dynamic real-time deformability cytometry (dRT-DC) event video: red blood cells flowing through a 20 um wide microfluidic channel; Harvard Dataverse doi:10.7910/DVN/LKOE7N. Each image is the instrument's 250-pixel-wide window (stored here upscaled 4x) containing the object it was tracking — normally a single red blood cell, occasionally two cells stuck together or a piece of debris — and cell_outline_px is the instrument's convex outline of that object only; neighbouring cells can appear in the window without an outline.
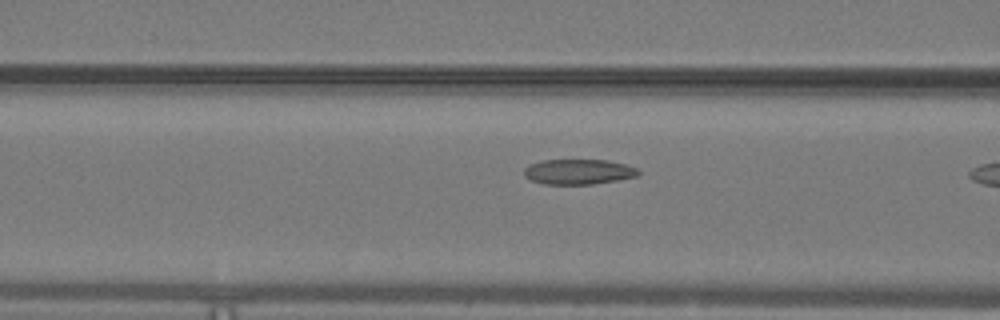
{"species": "common noctule bat (a hibernating species)", "species_latin": "Nyctalus noctula", "temperature_condition": "warm", "stored_images_in_passage": 8, "camera_frame_rate_fps": 3000, "um_per_image_px": 0.085, "animal": {"sex": "male", "body_mass_g": 19.2, "forearm_length_mm": 51.8}, "frame": {"image": 1, "passage_image": 7, "time_ms": 2.0, "image_size_px": [1000, 320], "cell_outline_px": [[640, 176], [592, 184], [544, 184], [532, 180], [524, 176], [524, 168], [528, 164], [544, 160], [608, 160], [628, 164], [636, 168], [640, 172]], "centroid_in_image_um": [49.19, 14.59], "position_along_channel_um": 117.4, "area_um2": 16.88}}